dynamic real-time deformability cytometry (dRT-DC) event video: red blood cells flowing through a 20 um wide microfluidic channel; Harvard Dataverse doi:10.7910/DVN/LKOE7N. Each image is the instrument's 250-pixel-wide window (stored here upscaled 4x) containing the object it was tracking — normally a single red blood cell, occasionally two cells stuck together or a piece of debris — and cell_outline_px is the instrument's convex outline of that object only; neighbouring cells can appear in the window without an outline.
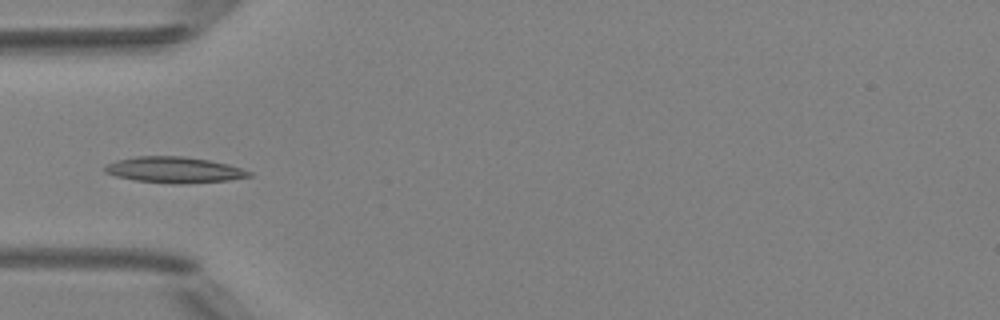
{"species": "Egyptian fruit bat (a non-hibernating species)", "species_latin": "Rousettus aegyptiacus", "temperature_condition": "room temperature", "stored_images_in_passage": 6, "camera_frame_rate_fps": 3000, "um_per_image_px": 0.085, "animal": {"sex": "female"}, "frame": {"image": 1, "passage_image": 5, "time_ms": 5.333, "image_size_px": [1000, 320], "cell_outline_px": [[252, 176], [228, 180], [184, 184], [172, 184], [136, 180], [116, 176], [104, 172], [104, 168], [108, 164], [116, 160], [136, 156], [184, 156], [208, 160], [228, 164], [252, 172]], "centroid_in_image_um": [14.81, 14.44], "position_along_channel_um": 70.2, "area_um2": 21.79}}
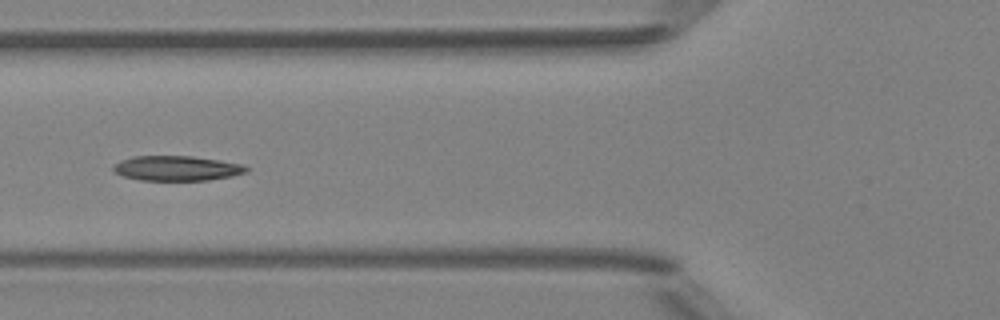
{"frame": {"image": 2, "passage_image": 6, "time_ms": 6.333, "image_size_px": [1000, 320], "cell_outline_px": [[248, 172], [232, 176], [208, 180], [140, 180], [124, 176], [116, 172], [112, 168], [112, 164], [120, 160], [132, 156], [192, 156], [244, 164], [248, 168]], "centroid_in_image_um": [15.02, 14.3], "position_along_channel_um": 110.8, "area_um2": 19.36}}